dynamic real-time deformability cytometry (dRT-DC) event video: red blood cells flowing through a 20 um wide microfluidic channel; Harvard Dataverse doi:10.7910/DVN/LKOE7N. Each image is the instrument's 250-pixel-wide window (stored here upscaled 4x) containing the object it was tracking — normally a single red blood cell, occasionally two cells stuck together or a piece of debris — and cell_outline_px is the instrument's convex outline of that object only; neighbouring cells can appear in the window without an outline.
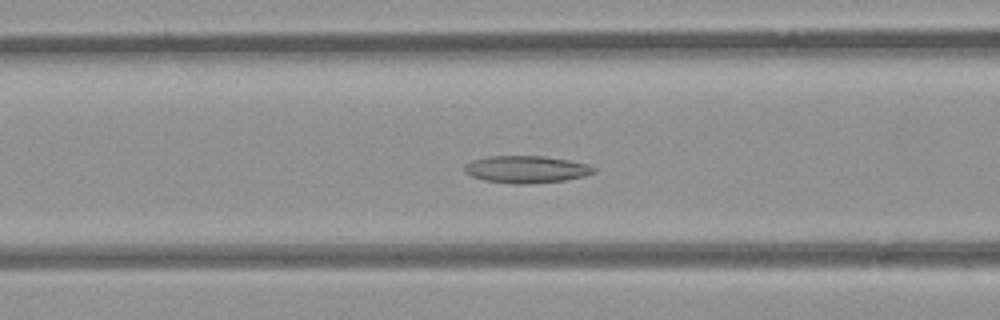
{"species": "common noctule bat (a hibernating species)", "species_latin": "Nyctalus noctula", "temperature_condition": "room temperature", "stored_images_in_passage": 46, "camera_frame_rate_fps": 3000, "um_per_image_px": 0.085, "animal": {"sex": "female", "body_mass_g": 21.9}, "frame": {"image": 1, "passage_image": 14, "time_ms": 4.333, "image_size_px": [1000, 320], "cell_outline_px": [[596, 172], [584, 176], [564, 180], [528, 184], [512, 184], [484, 180], [472, 176], [464, 172], [464, 168], [472, 160], [488, 156], [544, 156], [568, 160], [588, 164], [596, 168]], "centroid_in_image_um": [44.75, 14.39], "position_along_channel_um": 121.9, "area_um2": 20.46}}
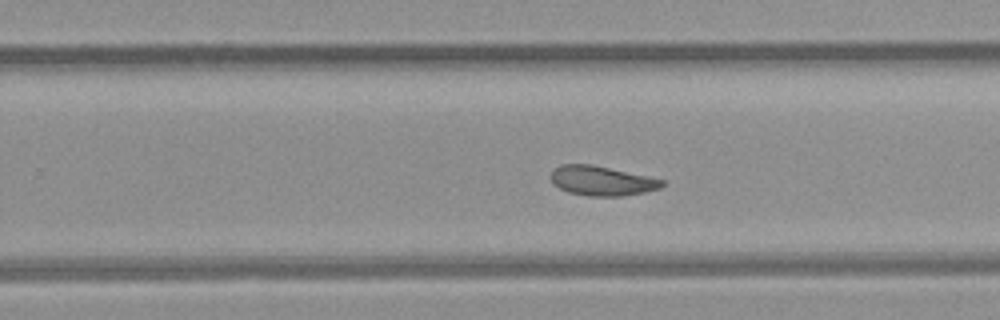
{"frame": {"image": 2, "passage_image": 26, "time_ms": 8.333, "image_size_px": [1000, 320], "cell_outline_px": [[664, 184], [660, 188], [644, 192], [620, 196], [588, 196], [568, 192], [552, 184], [552, 168], [560, 164], [592, 164], [648, 176], [664, 180]], "centroid_in_image_um": [51.13, 15.36], "position_along_channel_um": 278.7, "area_um2": 19.19}}
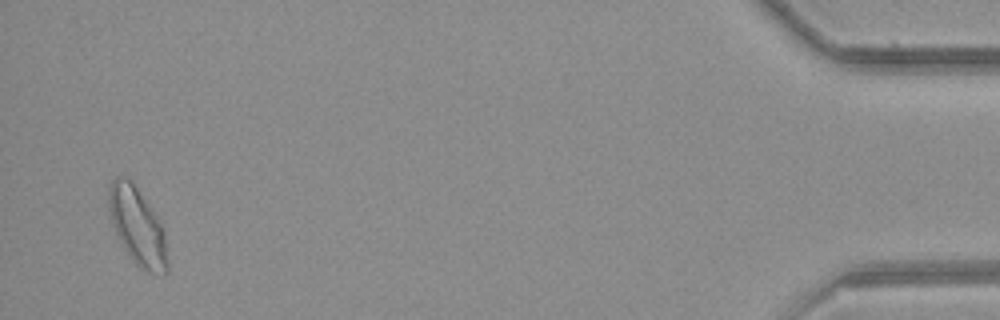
{"frame": {"image": 3, "passage_image": 44, "time_ms": 14.333, "image_size_px": [1000, 320], "cell_outline_px": [[168, 272], [148, 272], [140, 268], [132, 260], [120, 240], [116, 232], [112, 220], [108, 200], [108, 188], [112, 180], [116, 176], [120, 176], [128, 180], [136, 188], [148, 204], [160, 224], [164, 236], [168, 264]], "centroid_in_image_um": [11.66, 19.25], "position_along_channel_um": 423.5, "area_um2": 25.37}, "authors_computed_cell_mechanics": {"area_um2": 20.7791, "velocity_mm_per_s": 3.9234, "shape_relaxation_time_tau1_ms": null, "shape_relaxation_time_tau2_ms": 7.3245, "deformation_change_tau1": null, "deformation_change_tau2": 0.1526}}